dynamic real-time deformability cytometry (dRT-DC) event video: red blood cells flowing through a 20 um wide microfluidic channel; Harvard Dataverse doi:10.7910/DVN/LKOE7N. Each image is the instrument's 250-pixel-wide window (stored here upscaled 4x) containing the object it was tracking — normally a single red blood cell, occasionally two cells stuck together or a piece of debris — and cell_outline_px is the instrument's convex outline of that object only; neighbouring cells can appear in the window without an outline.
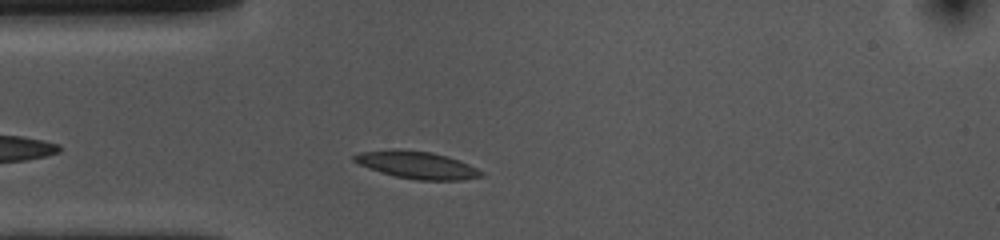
{"species": "common noctule bat (a hibernating species)", "species_latin": "Nyctalus noctula", "temperature_condition": "cold", "stored_images_in_passage": 34, "camera_frame_rate_fps": 3000, "um_per_image_px": 0.085, "animal": {"sex": "female", "body_mass_g": 10.0, "forearm_length_mm": 53.1}, "frame": {"image": 1, "passage_image": 7, "time_ms": 2.0, "image_size_px": [1000, 240], "cell_outline_px": [[484, 176], [464, 180], [416, 180], [396, 176], [380, 172], [368, 168], [352, 160], [352, 156], [360, 152], [396, 148], [432, 152], [448, 156], [460, 160], [484, 172]], "centroid_in_image_um": [35.45, 14.01], "position_along_channel_um": 49.6, "area_um2": 20.46}}
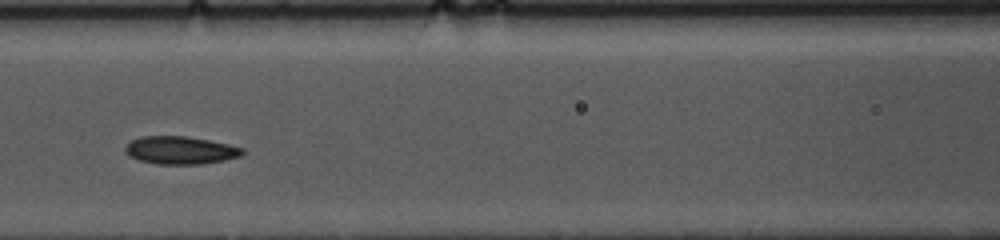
{"frame": {"image": 2, "passage_image": 16, "time_ms": 5.0, "image_size_px": [1000, 240], "cell_outline_px": [[244, 152], [240, 156], [224, 160], [200, 164], [156, 164], [140, 160], [132, 156], [124, 148], [132, 140], [140, 136], [184, 136], [208, 140], [228, 144], [244, 148]], "centroid_in_image_um": [15.36, 12.77], "position_along_channel_um": 151.2, "area_um2": 18.73}}
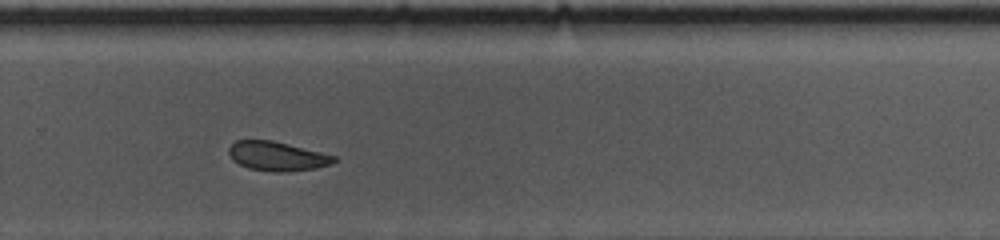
{"frame": {"image": 3, "passage_image": 29, "time_ms": 9.333, "image_size_px": [1000, 240], "cell_outline_px": [[336, 160], [332, 164], [316, 168], [280, 172], [272, 172], [248, 168], [232, 160], [228, 152], [228, 148], [236, 140], [272, 140], [336, 156]], "centroid_in_image_um": [23.53, 13.28], "position_along_channel_um": 306.3, "area_um2": 17.8}, "authors_computed_cell_mechanics": {"area_um2": 19.0162, "velocity_mm_per_s": 3.5815, "shape_relaxation_time_tau1_ms": 6.2039, "shape_relaxation_time_tau2_ms": 3.0994, "deformation_change_tau1": 0.1735, "deformation_change_tau2": 0.0894}}